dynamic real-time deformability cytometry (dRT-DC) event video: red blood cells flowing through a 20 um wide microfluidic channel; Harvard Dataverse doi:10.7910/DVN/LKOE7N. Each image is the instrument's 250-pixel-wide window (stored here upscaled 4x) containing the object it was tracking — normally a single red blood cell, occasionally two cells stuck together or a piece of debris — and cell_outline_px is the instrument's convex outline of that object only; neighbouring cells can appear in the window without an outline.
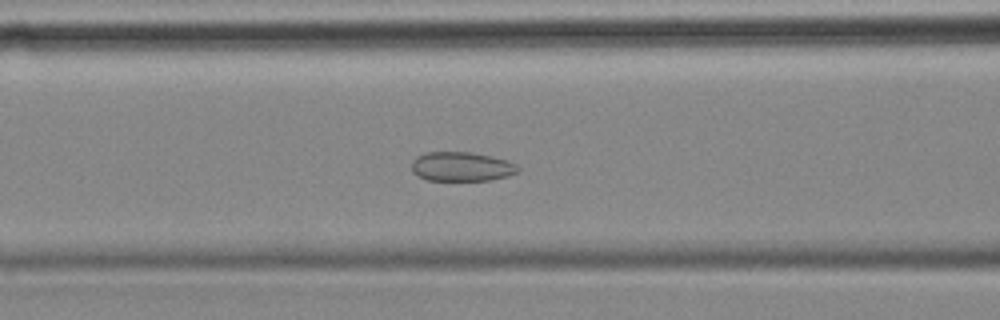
{"species": "common noctule bat (a hibernating species)", "species_latin": "Nyctalus noctula", "temperature_condition": "cold", "stored_images_in_passage": 57, "camera_frame_rate_fps": 3000, "um_per_image_px": 0.085, "animal": {"sex": "female", "body_mass_g": 18.4}, "frame": {"image": 1, "passage_image": 23, "time_ms": 7.333, "image_size_px": [1000, 320], "cell_outline_px": [[520, 172], [508, 176], [492, 180], [428, 180], [412, 172], [412, 160], [416, 156], [424, 152], [472, 152], [492, 156], [508, 160], [516, 164], [520, 168]], "centroid_in_image_um": [39.27, 14.15], "position_along_channel_um": 127.3, "area_um2": 18.38}}
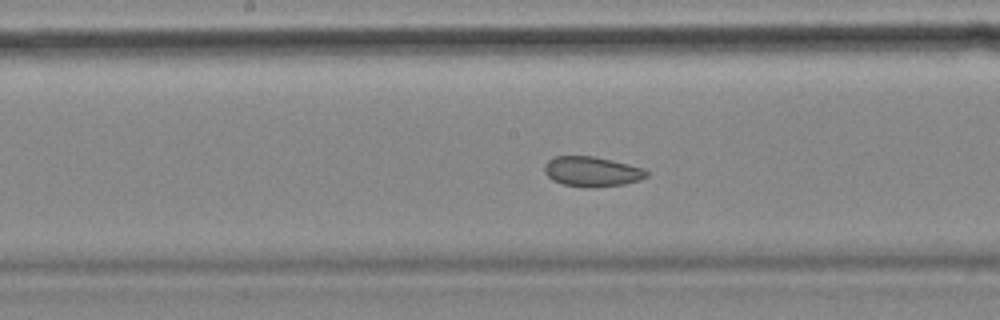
{"frame": {"image": 2, "passage_image": 29, "time_ms": 9.333, "image_size_px": [1000, 320], "cell_outline_px": [[648, 176], [624, 184], [588, 188], [564, 184], [552, 180], [544, 172], [544, 164], [548, 160], [556, 156], [596, 156], [644, 168], [648, 172]], "centroid_in_image_um": [50.29, 14.57], "position_along_channel_um": 197.9, "area_um2": 17.8}}
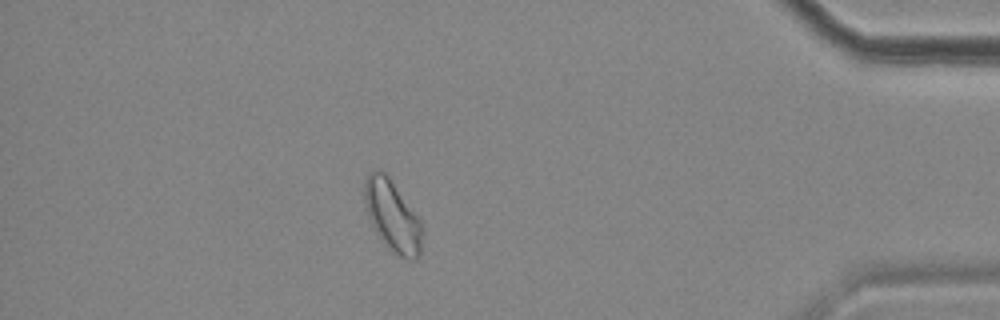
{"frame": {"image": 3, "passage_image": 50, "time_ms": 16.333, "image_size_px": [1000, 320], "cell_outline_px": [[420, 256], [416, 260], [408, 260], [400, 256], [384, 244], [372, 224], [368, 216], [364, 204], [364, 180], [368, 172], [376, 168], [380, 168], [388, 176], [420, 220]], "centroid_in_image_um": [33.3, 18.31], "position_along_channel_um": 401.9, "area_um2": 23.52}, "authors_computed_cell_mechanics": {"area_um2": 22.1952, "velocity_mm_per_s": 3.5415, "shape_relaxation_time_tau1_ms": null, "shape_relaxation_time_tau2_ms": 1.956, "deformation_change_tau1": null, "deformation_change_tau2": 0.062}}